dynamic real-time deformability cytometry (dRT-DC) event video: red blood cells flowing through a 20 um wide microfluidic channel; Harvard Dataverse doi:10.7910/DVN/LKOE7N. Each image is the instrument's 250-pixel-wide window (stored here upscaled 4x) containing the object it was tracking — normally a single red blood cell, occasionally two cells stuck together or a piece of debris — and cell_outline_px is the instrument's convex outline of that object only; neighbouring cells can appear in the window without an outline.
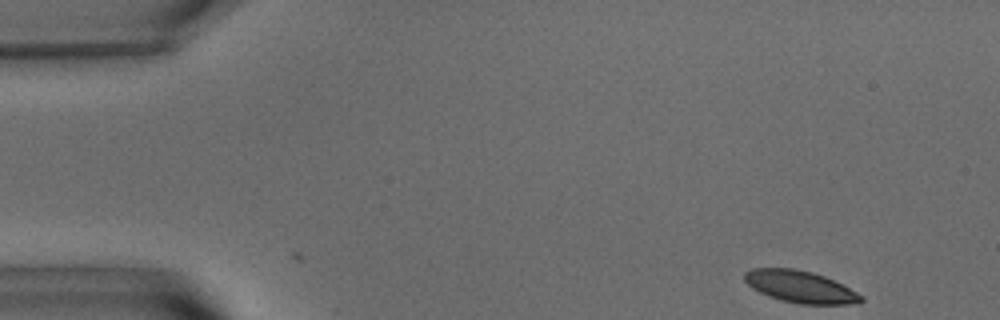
{"species": "common noctule bat (a hibernating species)", "species_latin": "Nyctalus noctula", "temperature_condition": "warm", "stored_images_in_passage": 52, "camera_frame_rate_fps": 3000, "um_per_image_px": 0.085, "animal": {"sex": "male", "body_mass_g": 15.6}, "frame": {"image": 1, "passage_image": 1, "time_ms": 0.0, "image_size_px": [1000, 320], "cell_outline_px": [[864, 300], [860, 304], [800, 304], [780, 300], [768, 296], [752, 288], [744, 280], [744, 272], [752, 268], [792, 268], [812, 272], [824, 276], [864, 296]], "centroid_in_image_um": [68.01, 24.38], "position_along_channel_um": 17.0, "area_um2": 21.68}}
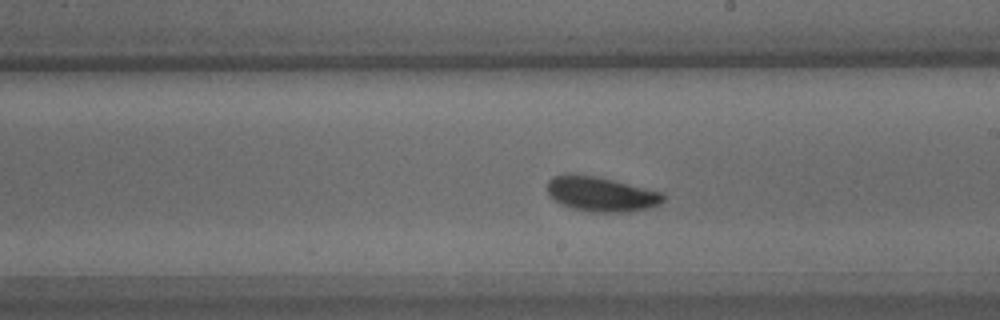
{"frame": {"image": 2, "passage_image": 28, "time_ms": 9.0, "image_size_px": [1000, 320], "cell_outline_px": [[664, 200], [660, 204], [648, 208], [628, 212], [592, 212], [572, 208], [560, 204], [548, 192], [548, 180], [552, 176], [564, 172], [576, 172], [596, 176], [660, 192], [664, 196]], "centroid_in_image_um": [51.03, 16.47], "position_along_channel_um": 238.0, "area_um2": 23.58}}
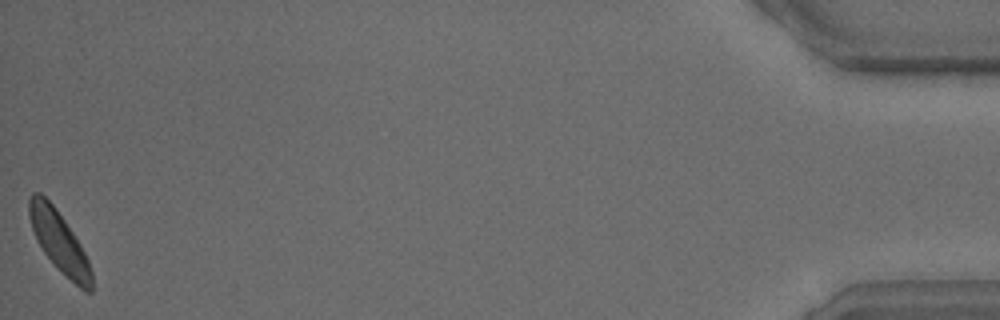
{"frame": {"image": 3, "passage_image": 52, "time_ms": 17.0, "image_size_px": [1000, 320], "cell_outline_px": [[92, 292], [88, 292], [80, 288], [44, 252], [32, 228], [28, 216], [28, 200], [32, 192], [40, 192], [52, 204], [64, 220], [80, 244], [88, 260], [92, 272]], "centroid_in_image_um": [5.02, 20.49], "position_along_channel_um": 430.2, "area_um2": 21.27}, "authors_computed_cell_mechanics": {"area_um2": 22.4553, "velocity_mm_per_s": 3.5973, "shape_relaxation_time_tau1_ms": 1.4765, "shape_relaxation_time_tau2_ms": 4.6765, "deformation_change_tau1": 0.0783, "deformation_change_tau2": 0.1091}}